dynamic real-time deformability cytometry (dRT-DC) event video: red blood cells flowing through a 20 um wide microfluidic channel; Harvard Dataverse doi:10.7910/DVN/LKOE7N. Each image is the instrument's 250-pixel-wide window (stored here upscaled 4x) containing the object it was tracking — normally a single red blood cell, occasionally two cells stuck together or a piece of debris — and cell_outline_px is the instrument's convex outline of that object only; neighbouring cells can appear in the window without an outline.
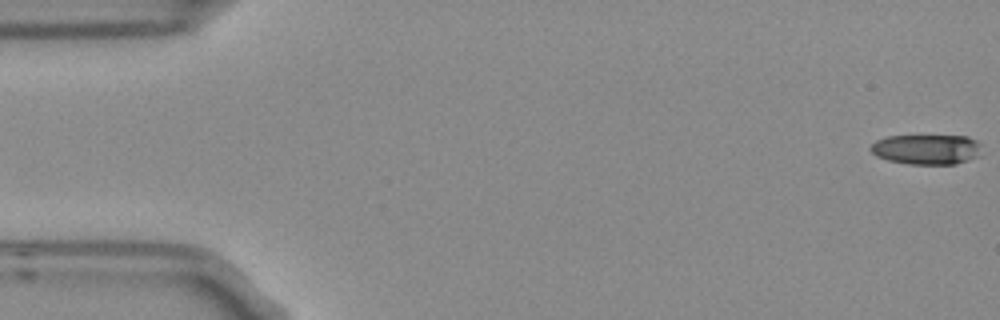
{"species": "Egyptian fruit bat (a non-hibernating species)", "species_latin": "Rousettus aegyptiacus", "temperature_condition": "room temperature", "stored_images_in_passage": 5, "camera_frame_rate_fps": 3000, "um_per_image_px": 0.085, "frame": {"image": 1, "passage_image": 1, "time_ms": 0.0, "image_size_px": [1000, 320], "cell_outline_px": [[980, 144], [976, 156], [956, 164], [908, 164], [888, 160], [876, 156], [868, 148], [876, 140], [888, 136], [968, 136], [976, 140]], "centroid_in_image_um": [78.7, 12.69], "position_along_channel_um": 6.3, "area_um2": 19.25}}
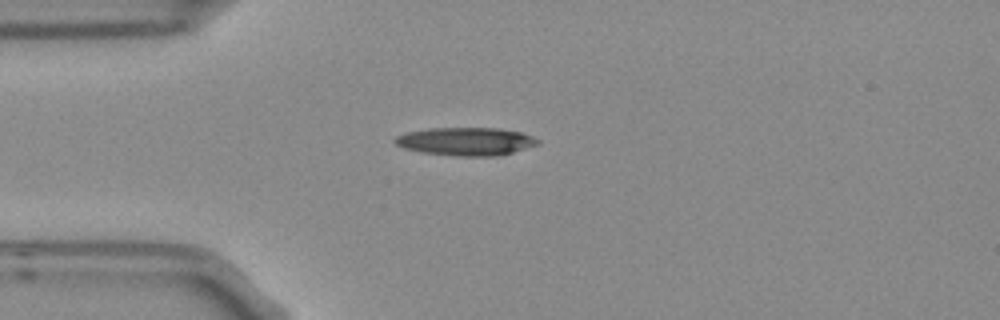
{"frame": {"image": 2, "passage_image": 5, "time_ms": 1.333, "image_size_px": [1000, 320], "cell_outline_px": [[540, 144], [512, 152], [496, 156], [456, 156], [424, 152], [404, 148], [396, 144], [392, 140], [396, 136], [408, 132], [428, 128], [496, 128], [520, 132], [532, 136], [540, 140]], "centroid_in_image_um": [39.61, 12.02], "position_along_channel_um": 45.4, "area_um2": 23.24}}